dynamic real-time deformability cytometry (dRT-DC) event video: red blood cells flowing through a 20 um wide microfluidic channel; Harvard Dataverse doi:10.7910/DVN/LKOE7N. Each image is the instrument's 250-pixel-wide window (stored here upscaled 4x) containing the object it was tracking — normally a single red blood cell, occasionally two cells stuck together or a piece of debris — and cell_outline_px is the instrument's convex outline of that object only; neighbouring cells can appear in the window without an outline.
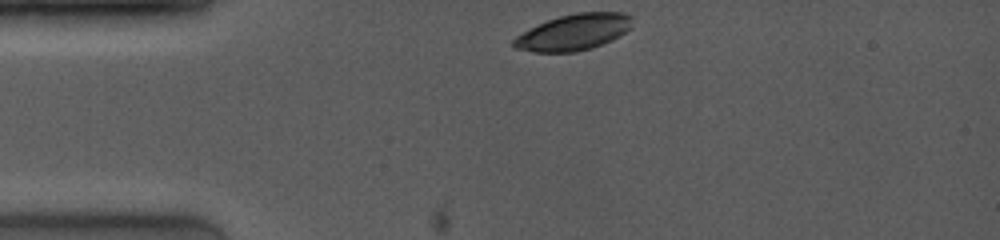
{"species": "common noctule bat (a hibernating species)", "species_latin": "Nyctalus noctula", "temperature_condition": "room temperature", "stored_images_in_passage": 44, "camera_frame_rate_fps": 4000, "um_per_image_px": 0.085, "animal": {"sex": "female", "body_mass_g": 19.0, "forearm_length_mm": 53.3}, "frame": {"image": 1, "passage_image": 1, "time_ms": 0.0, "image_size_px": [1000, 240], "cell_outline_px": [[632, 28], [620, 36], [612, 40], [592, 48], [576, 52], [532, 52], [512, 48], [512, 40], [516, 36], [548, 20], [560, 16], [576, 12], [624, 12], [632, 16]], "centroid_in_image_um": [48.79, 2.74], "position_along_channel_um": 36.2, "area_um2": 25.14}}
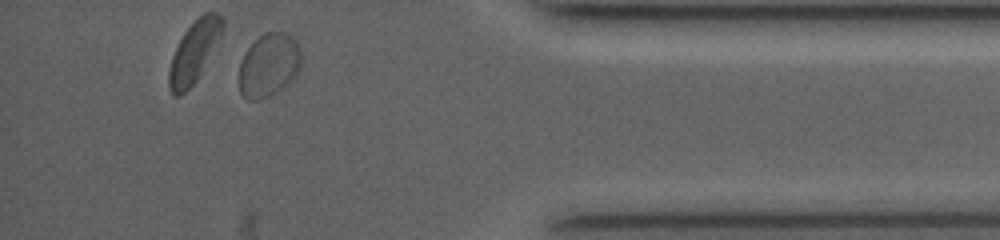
{"frame": {"image": 2, "passage_image": 39, "time_ms": 11.25, "image_size_px": [1000, 240], "cell_outline_px": [[300, 68], [280, 88], [268, 96], [260, 100], [248, 100], [240, 92], [240, 64], [244, 52], [264, 32], [288, 32], [300, 44]], "centroid_in_image_um": [22.84, 5.49], "position_along_channel_um": 412.4, "area_um2": 22.54}}